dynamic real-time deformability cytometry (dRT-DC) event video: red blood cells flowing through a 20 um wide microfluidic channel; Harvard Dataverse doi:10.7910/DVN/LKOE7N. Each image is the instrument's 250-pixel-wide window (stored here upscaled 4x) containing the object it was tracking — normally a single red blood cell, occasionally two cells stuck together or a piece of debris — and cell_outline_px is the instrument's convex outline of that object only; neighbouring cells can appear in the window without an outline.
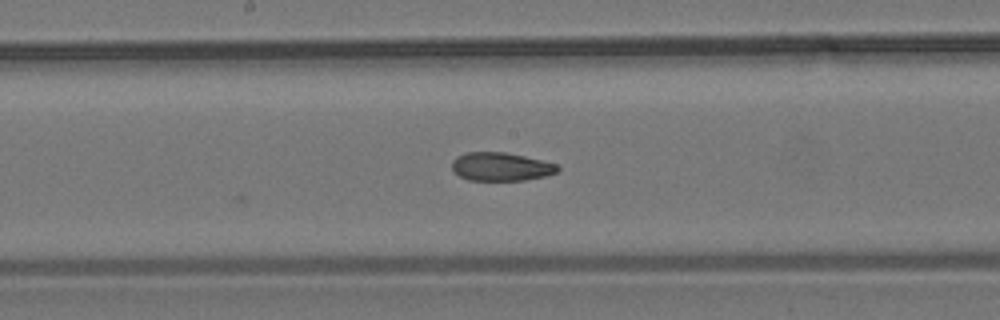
{"species": "common noctule bat (a hibernating species)", "species_latin": "Nyctalus noctula", "temperature_condition": "room temperature", "stored_images_in_passage": 5, "camera_frame_rate_fps": 3000, "um_per_image_px": 0.085, "animal": {"sex": "male", "body_mass_g": 19.2, "forearm_length_mm": 51.8}, "frame": {"image": 1, "passage_image": 5, "time_ms": 4.667, "image_size_px": [1000, 320], "cell_outline_px": [[560, 168], [556, 172], [544, 176], [524, 180], [468, 180], [460, 176], [452, 168], [452, 160], [456, 156], [468, 152], [504, 152], [524, 156], [556, 164]], "centroid_in_image_um": [42.55, 14.16], "position_along_channel_um": 205.7, "area_um2": 17.28}}